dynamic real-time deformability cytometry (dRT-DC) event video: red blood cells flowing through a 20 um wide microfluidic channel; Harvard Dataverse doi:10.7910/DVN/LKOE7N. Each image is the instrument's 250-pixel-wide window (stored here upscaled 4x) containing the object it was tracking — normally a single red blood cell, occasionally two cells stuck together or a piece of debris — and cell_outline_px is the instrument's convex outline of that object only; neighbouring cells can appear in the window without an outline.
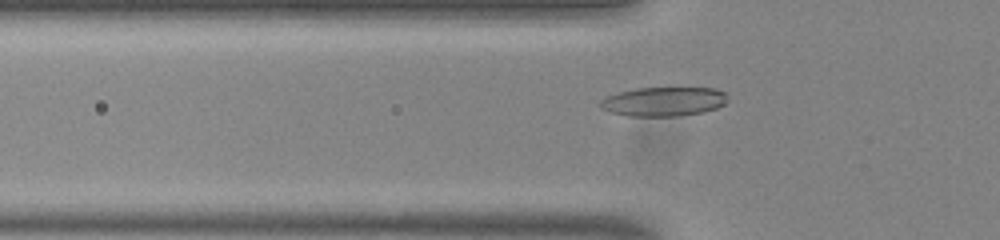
{"species": "common noctule bat (a hibernating species)", "species_latin": "Nyctalus noctula", "temperature_condition": "room temperature", "stored_images_in_passage": 54, "camera_frame_rate_fps": 3000, "um_per_image_px": 0.085, "animal": {"sex": "male", "body_mass_g": 20.0, "forearm_length_mm": 53.3}, "frame": {"image": 1, "passage_image": 18, "time_ms": 5.667, "image_size_px": [1000, 240], "cell_outline_px": [[728, 100], [724, 104], [716, 108], [704, 112], [680, 116], [628, 116], [612, 112], [600, 108], [600, 100], [604, 96], [616, 92], [636, 88], [716, 88], [724, 92]], "centroid_in_image_um": [56.38, 8.63], "position_along_channel_um": 69.4, "area_um2": 21.85}}
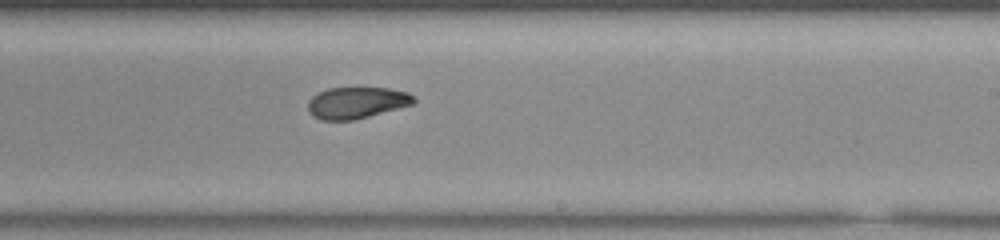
{"frame": {"image": 2, "passage_image": 33, "time_ms": 10.667, "image_size_px": [1000, 240], "cell_outline_px": [[416, 100], [412, 104], [368, 116], [352, 120], [320, 120], [312, 116], [308, 112], [308, 100], [316, 92], [328, 88], [388, 88], [408, 92], [416, 96]], "centroid_in_image_um": [30.27, 8.72], "position_along_channel_um": 258.7, "area_um2": 19.48}}
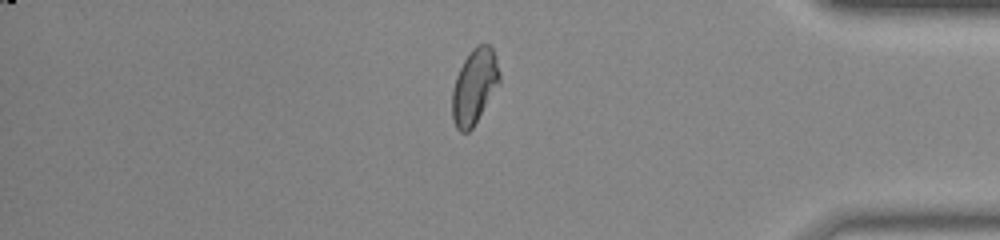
{"frame": {"image": 3, "passage_image": 46, "time_ms": 15.0, "image_size_px": [1000, 240], "cell_outline_px": [[500, 84], [472, 128], [468, 132], [460, 132], [456, 128], [452, 120], [452, 88], [456, 76], [464, 60], [472, 48], [476, 44], [488, 44], [492, 48], [496, 56], [500, 72]], "centroid_in_image_um": [40.33, 7.34], "position_along_channel_um": 394.9, "area_um2": 20.92}, "authors_computed_cell_mechanics": {"area_um2": 20.808, "velocity_mm_per_s": 3.7881, "shape_relaxation_time_tau1_ms": null, "shape_relaxation_time_tau2_ms": 2.2946, "deformation_change_tau1": null, "deformation_change_tau2": 0.0725}}